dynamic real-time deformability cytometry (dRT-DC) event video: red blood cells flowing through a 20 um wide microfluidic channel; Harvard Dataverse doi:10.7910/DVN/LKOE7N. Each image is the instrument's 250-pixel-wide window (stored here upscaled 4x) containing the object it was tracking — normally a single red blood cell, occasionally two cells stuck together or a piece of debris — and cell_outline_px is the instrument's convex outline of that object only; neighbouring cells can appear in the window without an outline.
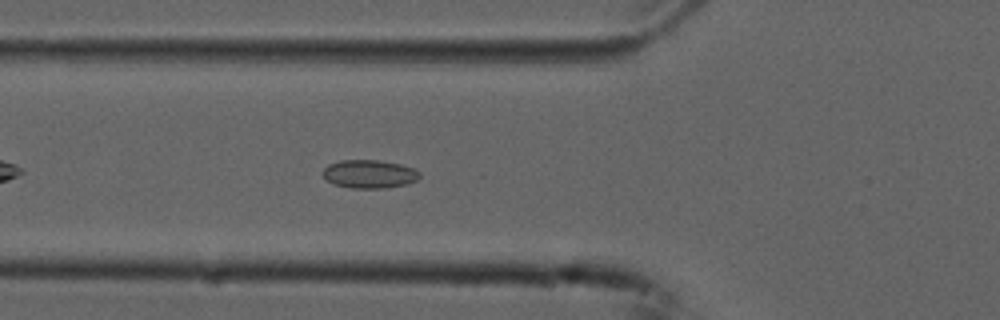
{"species": "common noctule bat (a hibernating species)", "species_latin": "Nyctalus noctula", "temperature_condition": "cold", "stored_images_in_passage": 44, "camera_frame_rate_fps": 3000, "um_per_image_px": 0.085, "animal": {"sex": "male", "forearm_length_mm": 52.5}, "frame": {"image": 1, "passage_image": 8, "time_ms": 2.333, "image_size_px": [1000, 320], "cell_outline_px": [[420, 176], [416, 180], [408, 184], [388, 188], [352, 188], [332, 184], [320, 172], [328, 164], [340, 160], [380, 160], [400, 164], [412, 168], [420, 172]], "centroid_in_image_um": [31.38, 14.79], "position_along_channel_um": 94.4, "area_um2": 16.13}}
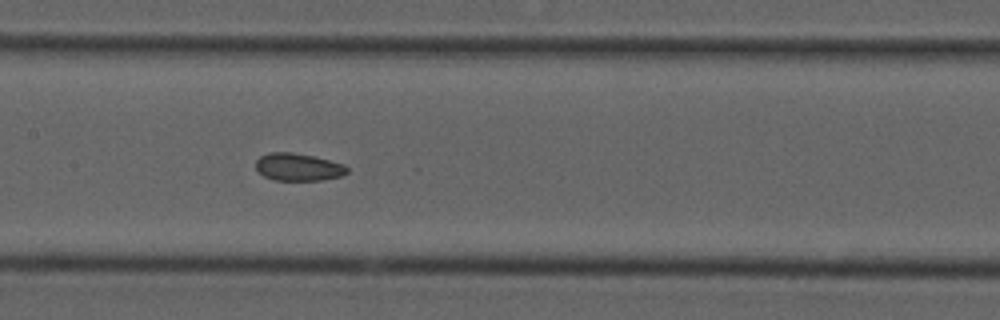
{"frame": {"image": 2, "passage_image": 15, "time_ms": 4.667, "image_size_px": [1000, 320], "cell_outline_px": [[348, 172], [340, 176], [320, 180], [276, 180], [264, 176], [256, 168], [256, 160], [260, 156], [268, 152], [292, 152], [312, 156], [344, 164], [348, 168]], "centroid_in_image_um": [25.33, 14.19], "position_along_channel_um": 182.1, "area_um2": 14.51}}
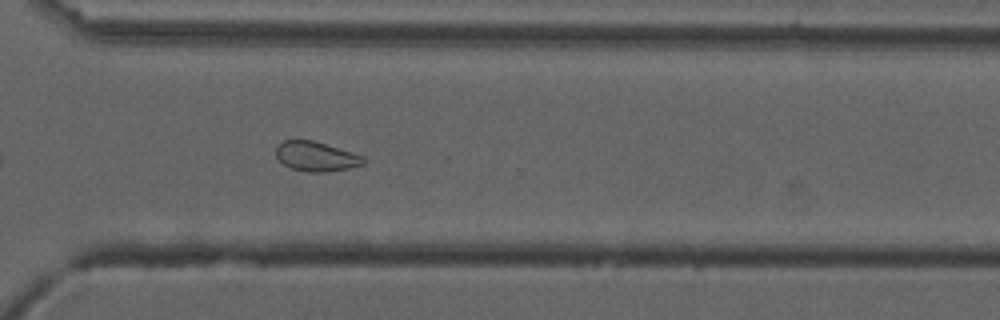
{"frame": {"image": 3, "passage_image": 28, "time_ms": 9.0, "image_size_px": [1000, 320], "cell_outline_px": [[364, 164], [348, 168], [324, 172], [308, 172], [292, 168], [284, 164], [276, 156], [276, 148], [284, 140], [312, 140], [364, 156]], "centroid_in_image_um": [26.86, 13.3], "position_along_channel_um": 343.7, "area_um2": 14.8}, "authors_computed_cell_mechanics": {"area_um2": 15.9239, "velocity_mm_per_s": 3.7359, "shape_relaxation_time_tau1_ms": null, "shape_relaxation_time_tau2_ms": 2.1388, "deformation_change_tau1": null, "deformation_change_tau2": 0.0689}}